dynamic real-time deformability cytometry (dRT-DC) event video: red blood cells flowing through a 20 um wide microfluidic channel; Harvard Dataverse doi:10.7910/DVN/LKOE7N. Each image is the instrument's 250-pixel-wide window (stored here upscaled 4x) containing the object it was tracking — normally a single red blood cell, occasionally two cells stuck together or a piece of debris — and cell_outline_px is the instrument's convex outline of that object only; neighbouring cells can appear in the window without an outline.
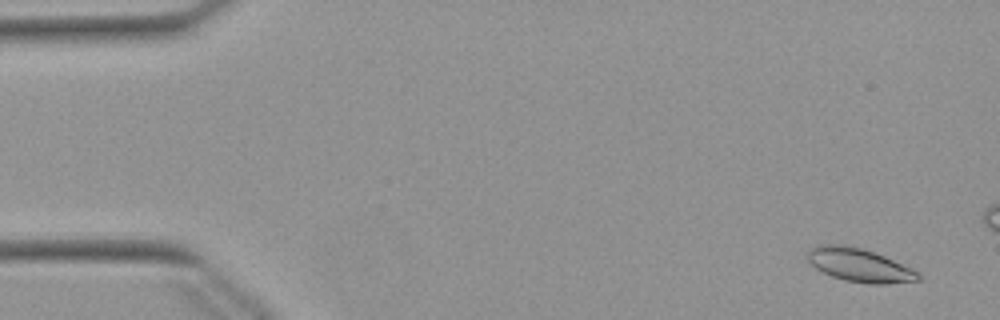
{"species": "Egyptian fruit bat (a non-hibernating species)", "species_latin": "Rousettus aegyptiacus", "temperature_condition": "warm", "stored_images_in_passage": 32, "camera_frame_rate_fps": 3000, "um_per_image_px": 0.085, "animal": {"sex": "female"}, "frame": {"image": 1, "passage_image": 3, "time_ms": 0.667, "image_size_px": [1000, 320], "cell_outline_px": [[920, 280], [888, 284], [868, 284], [844, 280], [832, 276], [816, 268], [804, 256], [816, 244], [844, 244], [864, 248], [884, 256], [912, 268], [920, 272]], "centroid_in_image_um": [73.05, 22.52], "position_along_channel_um": 11.9, "area_um2": 21.79}}
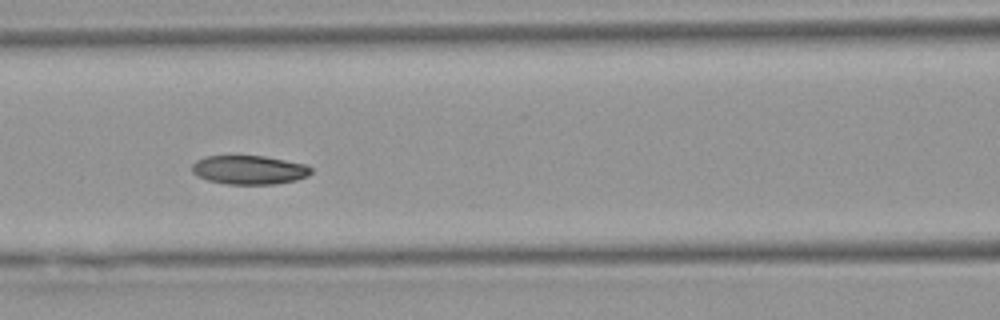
{"frame": {"image": 2, "passage_image": 23, "time_ms": 7.333, "image_size_px": [1000, 320], "cell_outline_px": [[312, 172], [308, 176], [296, 180], [276, 184], [228, 184], [208, 180], [196, 176], [192, 172], [192, 164], [196, 160], [204, 156], [264, 156], [304, 164], [312, 168]], "centroid_in_image_um": [21.16, 14.44], "position_along_channel_um": 145.4, "area_um2": 20.06}}
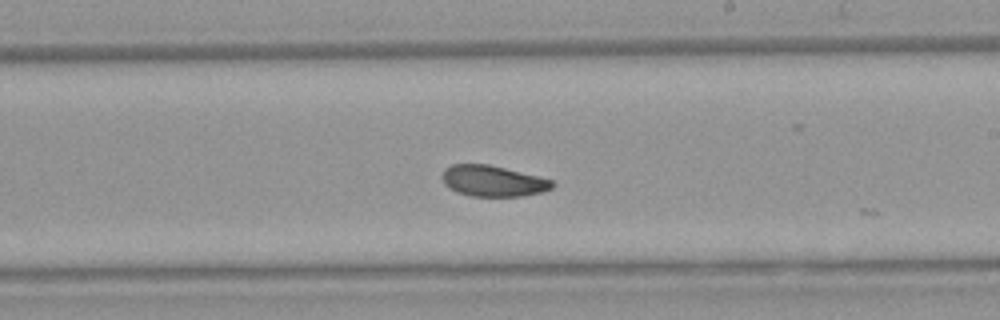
{"frame": {"image": 3, "passage_image": 31, "time_ms": 10.0, "image_size_px": [1000, 320], "cell_outline_px": [[556, 184], [552, 188], [540, 192], [520, 196], [472, 196], [456, 192], [448, 188], [444, 184], [440, 176], [444, 168], [452, 164], [488, 164], [540, 176], [552, 180]], "centroid_in_image_um": [41.86, 15.37], "position_along_channel_um": 247.1, "area_um2": 20.06}}